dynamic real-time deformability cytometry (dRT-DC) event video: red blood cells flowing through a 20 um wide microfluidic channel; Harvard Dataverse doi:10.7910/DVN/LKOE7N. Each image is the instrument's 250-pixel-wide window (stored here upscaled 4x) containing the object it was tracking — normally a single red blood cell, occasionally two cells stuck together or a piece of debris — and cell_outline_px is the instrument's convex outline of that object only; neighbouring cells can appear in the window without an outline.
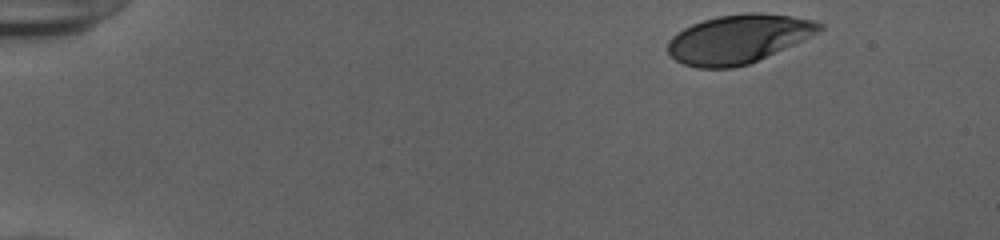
{"species": "human", "species_latin": "Homo sapiens", "temperature_condition": "cold", "stored_images_in_passage": 48, "camera_frame_rate_fps": 3000, "um_per_image_px": 0.085, "donor": {"sex": "female"}, "frame": {"image": 1, "passage_image": 1, "time_ms": 0.0, "image_size_px": [1000, 240], "cell_outline_px": [[824, 28], [792, 44], [748, 64], [732, 68], [696, 68], [684, 64], [676, 60], [668, 52], [668, 40], [672, 36], [684, 28], [692, 24], [716, 16], [744, 12], [760, 12], [792, 16], [812, 20], [824, 24]], "centroid_in_image_um": [62.71, 3.3], "position_along_channel_um": 22.3, "area_um2": 42.54}}
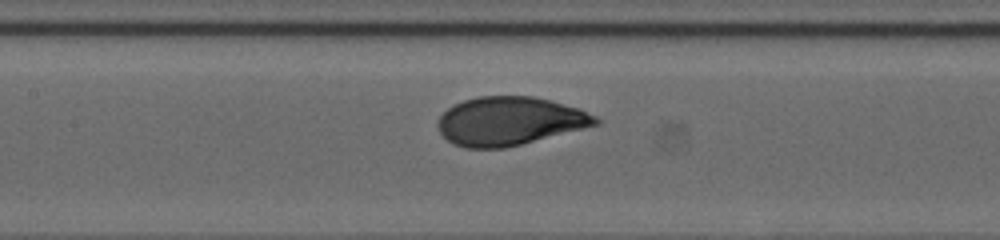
{"frame": {"image": 2, "passage_image": 21, "time_ms": 6.667, "image_size_px": [1000, 240], "cell_outline_px": [[600, 124], [504, 148], [464, 148], [452, 144], [440, 132], [436, 124], [440, 116], [452, 104], [476, 96], [532, 96], [580, 108], [596, 116], [600, 120]], "centroid_in_image_um": [43.29, 10.29], "position_along_channel_um": 164.1, "area_um2": 44.51}}
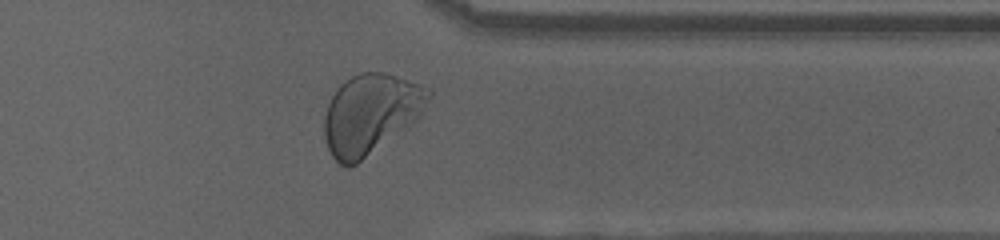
{"frame": {"image": 3, "passage_image": 38, "time_ms": 12.333, "image_size_px": [1000, 240], "cell_outline_px": [[432, 92], [420, 116], [416, 120], [356, 164], [348, 168], [340, 164], [332, 156], [328, 148], [324, 136], [324, 116], [328, 104], [336, 88], [340, 84], [352, 76], [360, 72], [384, 72], [432, 88]], "centroid_in_image_um": [31.49, 9.67], "position_along_channel_um": 379.9, "area_um2": 48.26}, "authors_computed_cell_mechanics": {"area_um2": 44.6216, "velocity_mm_per_s": 3.8538, "shape_relaxation_time_tau1_ms": 2.262, "shape_relaxation_time_tau2_ms": null, "deformation_change_tau1": 0.1462, "deformation_change_tau2": null}}